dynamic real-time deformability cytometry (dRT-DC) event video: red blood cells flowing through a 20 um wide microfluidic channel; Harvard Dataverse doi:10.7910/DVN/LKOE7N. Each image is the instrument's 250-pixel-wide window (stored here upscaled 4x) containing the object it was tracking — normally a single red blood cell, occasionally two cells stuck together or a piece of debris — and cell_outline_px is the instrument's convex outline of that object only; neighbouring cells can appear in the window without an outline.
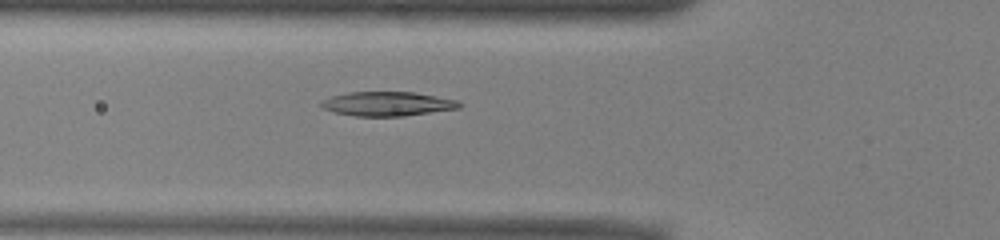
{"species": "common noctule bat (a hibernating species)", "species_latin": "Nyctalus noctula", "temperature_condition": "warm", "stored_images_in_passage": 44, "camera_frame_rate_fps": 3000, "um_per_image_px": 0.085, "animal": {"sex": "male", "body_mass_g": 13.0, "forearm_length_mm": 53.1}, "frame": {"image": 1, "passage_image": 18, "time_ms": 5.667, "image_size_px": [1000, 240], "cell_outline_px": [[464, 104], [460, 108], [404, 116], [356, 116], [336, 112], [324, 108], [320, 104], [324, 100], [332, 96], [348, 92], [412, 92], [456, 100]], "centroid_in_image_um": [32.97, 8.83], "position_along_channel_um": 92.8, "area_um2": 19.25}}
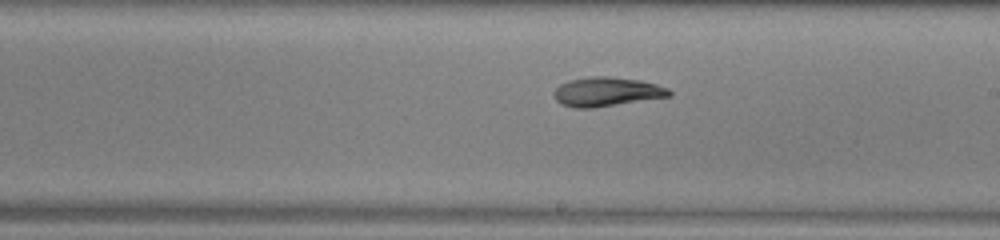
{"frame": {"image": 2, "passage_image": 29, "time_ms": 9.333, "image_size_px": [1000, 240], "cell_outline_px": [[672, 96], [592, 108], [572, 108], [560, 104], [556, 100], [552, 92], [560, 84], [568, 80], [592, 76], [608, 76], [640, 80], [656, 84], [668, 88], [672, 92]], "centroid_in_image_um": [51.55, 7.8], "position_along_channel_um": 237.5, "area_um2": 19.77}}
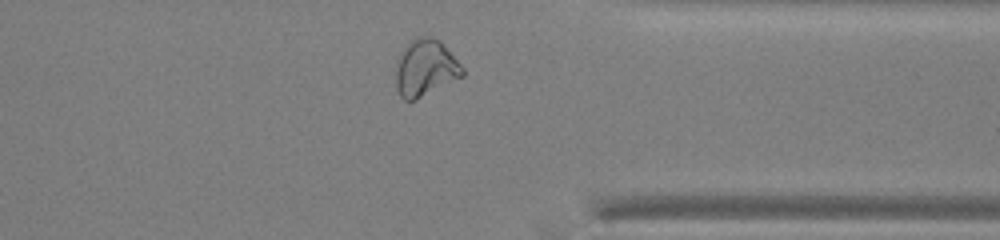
{"frame": {"image": 3, "passage_image": 40, "time_ms": 13.0, "image_size_px": [1000, 240], "cell_outline_px": [[464, 76], [416, 100], [404, 100], [400, 96], [396, 88], [396, 68], [400, 56], [408, 40], [416, 36], [432, 36], [440, 40], [444, 44], [464, 68]], "centroid_in_image_um": [36.17, 5.76], "position_along_channel_um": 375.2, "area_um2": 22.25}, "authors_computed_cell_mechanics": {"area_um2": 20.3456, "velocity_mm_per_s": 3.9474, "shape_relaxation_time_tau1_ms": 7.5965, "shape_relaxation_time_tau2_ms": 8.3379, "deformation_change_tau1": 0.2165, "deformation_change_tau2": 0.1505}}